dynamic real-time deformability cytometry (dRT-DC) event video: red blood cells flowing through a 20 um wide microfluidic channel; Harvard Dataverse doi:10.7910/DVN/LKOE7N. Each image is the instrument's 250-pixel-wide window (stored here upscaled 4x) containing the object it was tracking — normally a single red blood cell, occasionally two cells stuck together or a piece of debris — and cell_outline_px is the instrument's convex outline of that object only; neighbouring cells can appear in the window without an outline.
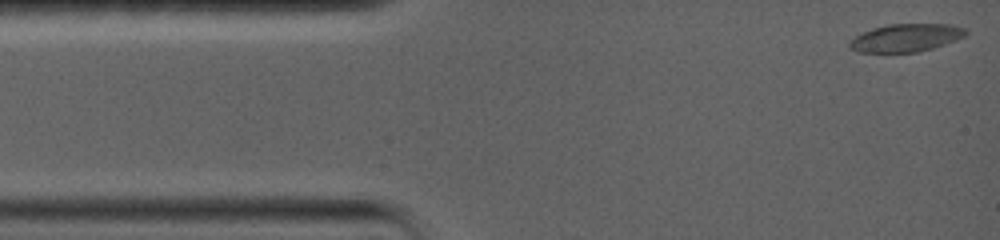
{"species": "common noctule bat (a hibernating species)", "species_latin": "Nyctalus noctula", "temperature_condition": "warm", "stored_images_in_passage": 53, "camera_frame_rate_fps": 5000, "um_per_image_px": 0.085, "animal": {"sex": "female", "body_mass_g": 19.0, "forearm_length_mm": 56.7}, "frame": {"image": 1, "passage_image": 1, "time_ms": 0.0, "image_size_px": [1000, 240], "cell_outline_px": [[968, 32], [964, 36], [956, 40], [932, 48], [916, 52], [860, 52], [852, 48], [848, 44], [848, 40], [872, 28], [888, 24], [948, 24], [964, 28]], "centroid_in_image_um": [77.0, 3.2], "position_along_channel_um": 8.0, "area_um2": 18.67}}
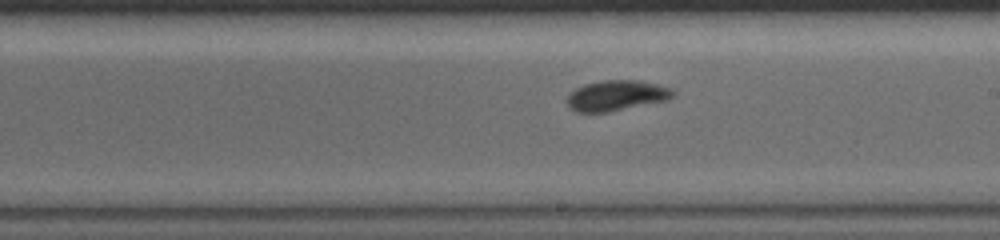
{"frame": {"image": 2, "passage_image": 31, "time_ms": 8.2, "image_size_px": [1000, 240], "cell_outline_px": [[676, 92], [668, 100], [608, 112], [576, 112], [568, 108], [564, 100], [576, 88], [584, 84], [600, 80], [640, 80], [672, 88]], "centroid_in_image_um": [52.37, 8.12], "position_along_channel_um": 236.6, "area_um2": 19.02}}
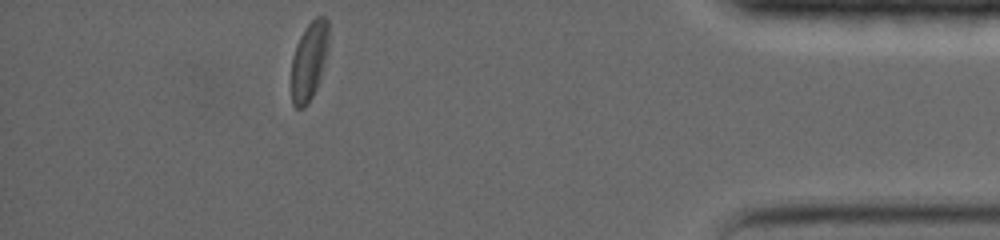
{"frame": {"image": 3, "passage_image": 53, "time_ms": 14.2, "image_size_px": [1000, 240], "cell_outline_px": [[328, 48], [320, 76], [316, 88], [308, 104], [304, 108], [296, 108], [292, 104], [292, 56], [296, 44], [304, 28], [316, 16], [324, 16], [328, 20]], "centroid_in_image_um": [26.26, 5.16], "position_along_channel_um": 408.9, "area_um2": 16.99}, "authors_computed_cell_mechanics": {"area_um2": 18.7272, "velocity_mm_per_s": 3.6862, "shape_relaxation_time_tau1_ms": 6.2026, "shape_relaxation_time_tau2_ms": 4.7631, "deformation_change_tau1": 0.1817, "deformation_change_tau2": 0.0863}}